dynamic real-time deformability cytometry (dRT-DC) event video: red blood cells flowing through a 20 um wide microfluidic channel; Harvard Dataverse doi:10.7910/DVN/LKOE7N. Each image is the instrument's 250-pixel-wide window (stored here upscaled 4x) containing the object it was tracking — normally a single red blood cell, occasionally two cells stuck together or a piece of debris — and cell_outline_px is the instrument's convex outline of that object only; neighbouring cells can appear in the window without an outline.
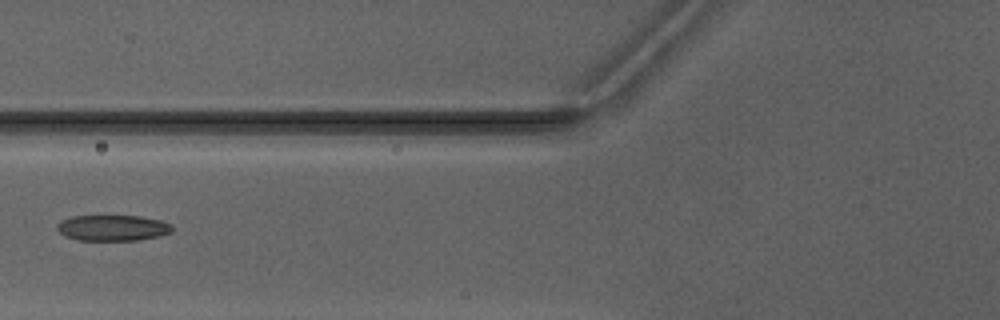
{"species": "Egyptian fruit bat (a non-hibernating species)", "species_latin": "Rousettus aegyptiacus", "temperature_condition": "warm", "stored_images_in_passage": 5, "camera_frame_rate_fps": 3000, "um_per_image_px": 0.085, "animal": {"sex": "male"}, "frame": {"image": 1, "passage_image": 4, "time_ms": 4.667, "image_size_px": [1000, 320], "cell_outline_px": [[172, 232], [160, 236], [136, 240], [80, 240], [64, 236], [56, 228], [56, 224], [60, 220], [72, 216], [140, 216], [160, 220], [172, 224]], "centroid_in_image_um": [9.57, 19.36], "position_along_channel_um": 116.2, "area_um2": 17.4}}
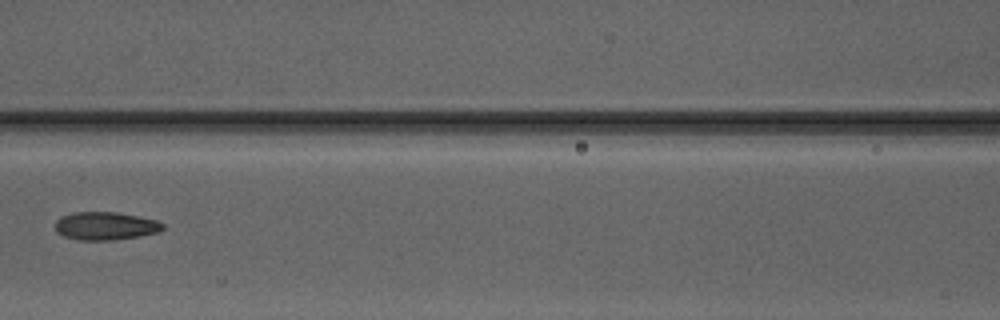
{"frame": {"image": 2, "passage_image": 5, "time_ms": 5.667, "image_size_px": [1000, 320], "cell_outline_px": [[164, 228], [160, 232], [140, 236], [112, 240], [80, 240], [64, 236], [56, 232], [56, 220], [60, 216], [72, 212], [120, 212], [156, 220], [164, 224]], "centroid_in_image_um": [8.97, 19.2], "position_along_channel_um": 157.6, "area_um2": 17.74}}